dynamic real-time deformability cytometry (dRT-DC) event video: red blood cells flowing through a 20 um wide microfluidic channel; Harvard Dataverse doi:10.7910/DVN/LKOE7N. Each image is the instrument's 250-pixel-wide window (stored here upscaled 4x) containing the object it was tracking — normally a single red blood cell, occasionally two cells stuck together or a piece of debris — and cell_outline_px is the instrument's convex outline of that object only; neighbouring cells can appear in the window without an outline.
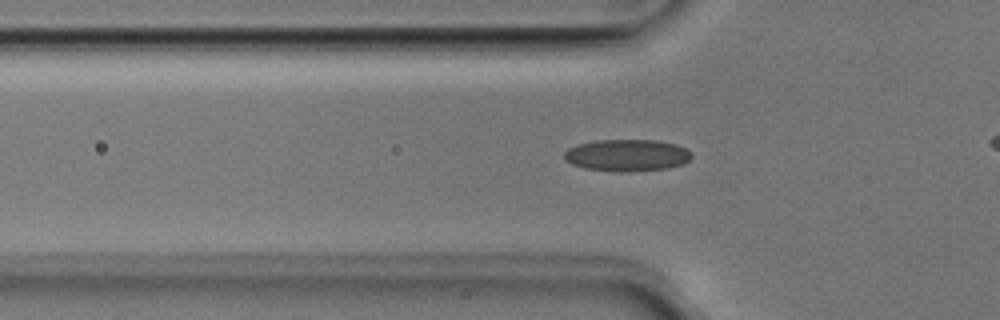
{"species": "Egyptian fruit bat (a non-hibernating species)", "species_latin": "Rousettus aegyptiacus", "temperature_condition": "room temperature", "stored_images_in_passage": 38, "camera_frame_rate_fps": 3000, "um_per_image_px": 0.085, "animal": {"sex": "male"}, "frame": {"image": 1, "passage_image": 13, "time_ms": 4.0, "image_size_px": [1000, 320], "cell_outline_px": [[692, 156], [684, 164], [668, 168], [628, 172], [620, 172], [584, 168], [572, 164], [564, 160], [564, 152], [568, 148], [580, 144], [596, 140], [656, 140], [676, 144], [692, 152]], "centroid_in_image_um": [53.3, 13.2], "position_along_channel_um": 72.5, "area_um2": 23.76}}
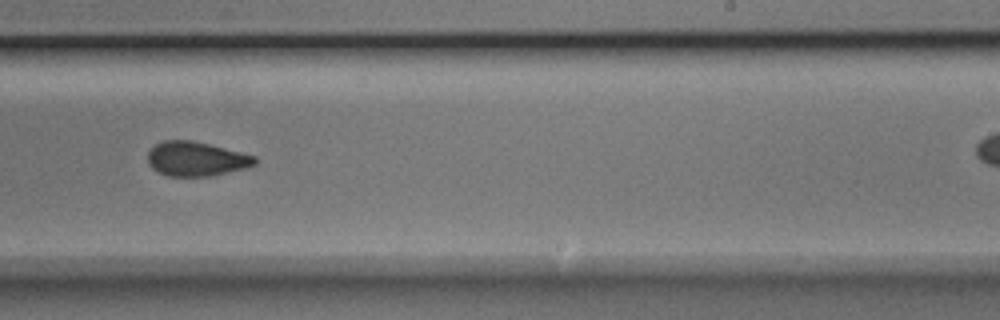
{"frame": {"image": 2, "passage_image": 28, "time_ms": 9.0, "image_size_px": [1000, 320], "cell_outline_px": [[256, 164], [244, 168], [212, 176], [168, 176], [152, 168], [148, 164], [148, 152], [156, 144], [164, 140], [192, 140], [256, 156]], "centroid_in_image_um": [16.66, 13.51], "position_along_channel_um": 272.3, "area_um2": 21.27}}
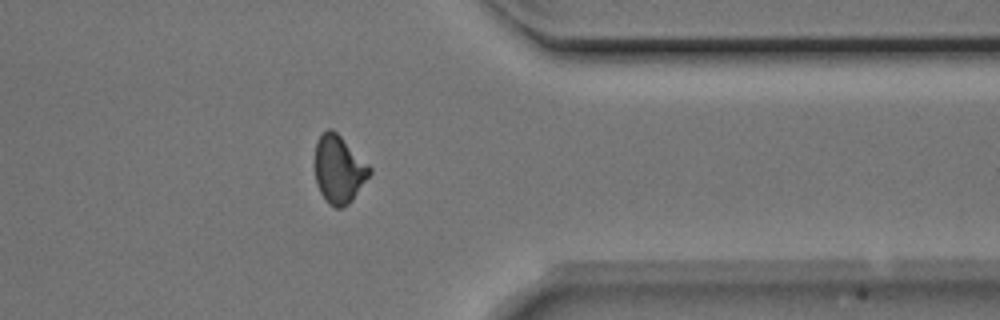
{"frame": {"image": 3, "passage_image": 37, "time_ms": 12.0, "image_size_px": [1000, 320], "cell_outline_px": [[372, 172], [352, 200], [348, 204], [340, 208], [336, 208], [328, 204], [320, 192], [316, 184], [316, 140], [328, 128], [332, 128], [372, 168]], "centroid_in_image_um": [28.81, 14.41], "position_along_channel_um": 382.6, "area_um2": 21.33}}